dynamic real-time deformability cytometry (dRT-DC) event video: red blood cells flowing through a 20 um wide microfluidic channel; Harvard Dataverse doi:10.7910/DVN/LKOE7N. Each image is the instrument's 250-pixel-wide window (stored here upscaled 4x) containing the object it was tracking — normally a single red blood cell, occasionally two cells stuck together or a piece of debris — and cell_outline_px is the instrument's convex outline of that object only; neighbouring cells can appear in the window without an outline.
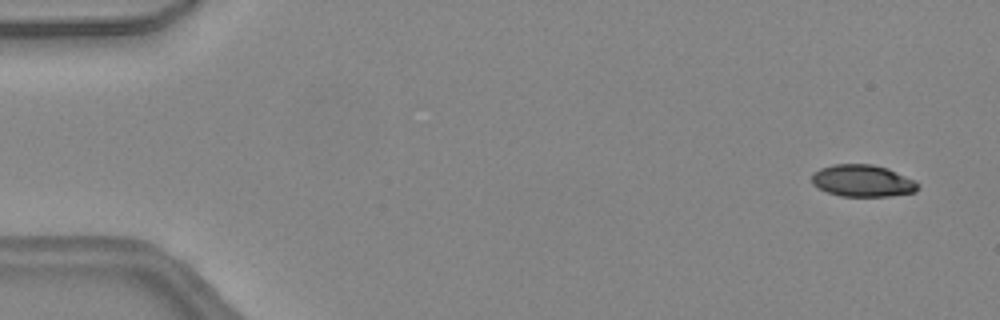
{"species": "common noctule bat (a hibernating species)", "species_latin": "Nyctalus noctula", "temperature_condition": "warm", "stored_images_in_passage": 9, "camera_frame_rate_fps": 3000, "um_per_image_px": 0.085, "animal": {"sex": "female", "body_mass_g": 24.6, "forearm_length_mm": 56.2}, "frame": {"image": 1, "passage_image": 1, "time_ms": 0.0, "image_size_px": [1000, 320], "cell_outline_px": [[920, 188], [916, 192], [888, 196], [840, 196], [816, 188], [812, 184], [812, 172], [820, 168], [836, 164], [872, 164], [888, 168], [916, 180], [920, 184]], "centroid_in_image_um": [73.34, 15.36], "position_along_channel_um": 11.7, "area_um2": 20.06}}